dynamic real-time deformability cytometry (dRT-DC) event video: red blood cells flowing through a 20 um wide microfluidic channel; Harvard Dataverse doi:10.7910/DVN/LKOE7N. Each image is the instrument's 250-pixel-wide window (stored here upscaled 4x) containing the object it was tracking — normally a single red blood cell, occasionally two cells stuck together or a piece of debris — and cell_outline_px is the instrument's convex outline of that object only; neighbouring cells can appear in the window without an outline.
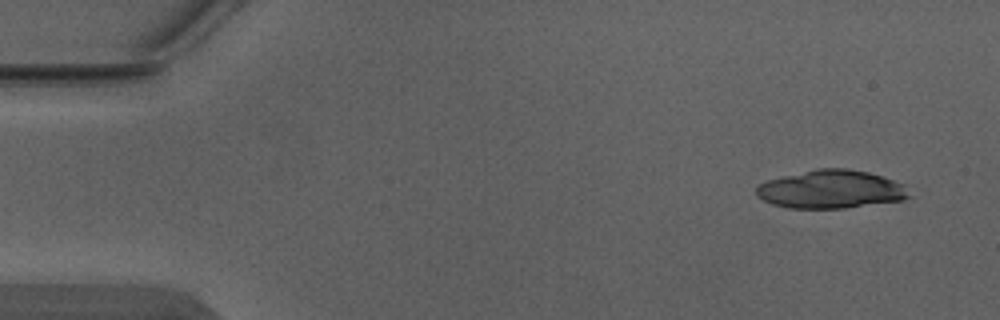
{"species": "Egyptian fruit bat (a non-hibernating species)", "species_latin": "Rousettus aegyptiacus", "temperature_condition": "warm", "stored_images_in_passage": 4, "camera_frame_rate_fps": 3000, "um_per_image_px": 0.085, "animal": {"sex": "male"}, "frame": {"image": 1, "passage_image": 1, "time_ms": 0.0, "image_size_px": [1000, 320], "cell_outline_px": [[912, 196], [904, 200], [844, 208], [788, 208], [772, 204], [756, 196], [756, 188], [760, 184], [768, 180], [816, 168], [848, 168], [868, 172], [904, 184]], "centroid_in_image_um": [70.65, 16.09], "position_along_channel_um": 14.4, "area_um2": 34.04}}